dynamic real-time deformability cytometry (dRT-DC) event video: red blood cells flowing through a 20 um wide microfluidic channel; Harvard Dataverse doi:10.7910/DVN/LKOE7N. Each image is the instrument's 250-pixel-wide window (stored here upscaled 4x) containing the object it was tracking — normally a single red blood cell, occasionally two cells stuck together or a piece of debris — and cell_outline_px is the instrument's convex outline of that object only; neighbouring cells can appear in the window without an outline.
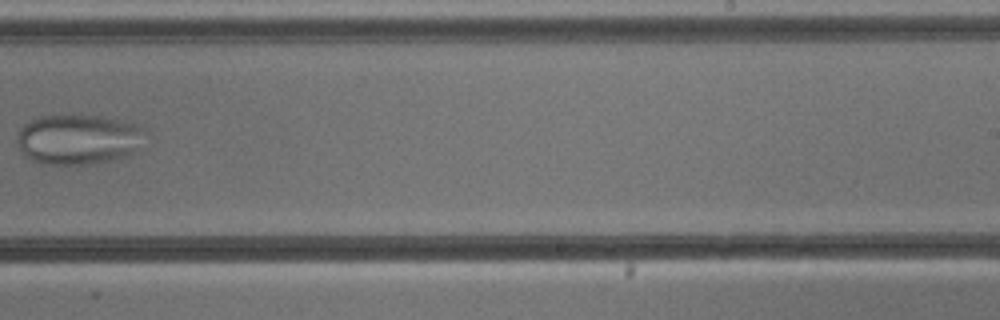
{"species": "common noctule bat (a hibernating species)", "species_latin": "Nyctalus noctula", "temperature_condition": "cold", "stored_images_in_passage": 6, "camera_frame_rate_fps": 3000, "um_per_image_px": 0.085, "animal": {"sex": "male", "body_mass_g": 13.3}, "frame": {"image": 1, "passage_image": 6, "time_ms": 6.667, "image_size_px": [1000, 320], "cell_outline_px": [[140, 128], [136, 152], [112, 160], [92, 164], [44, 164], [32, 160], [16, 144], [16, 140], [20, 128], [24, 124], [36, 116], [104, 116], [124, 120], [136, 124]], "centroid_in_image_um": [6.58, 11.84], "position_along_channel_um": 282.4, "area_um2": 36.82}}